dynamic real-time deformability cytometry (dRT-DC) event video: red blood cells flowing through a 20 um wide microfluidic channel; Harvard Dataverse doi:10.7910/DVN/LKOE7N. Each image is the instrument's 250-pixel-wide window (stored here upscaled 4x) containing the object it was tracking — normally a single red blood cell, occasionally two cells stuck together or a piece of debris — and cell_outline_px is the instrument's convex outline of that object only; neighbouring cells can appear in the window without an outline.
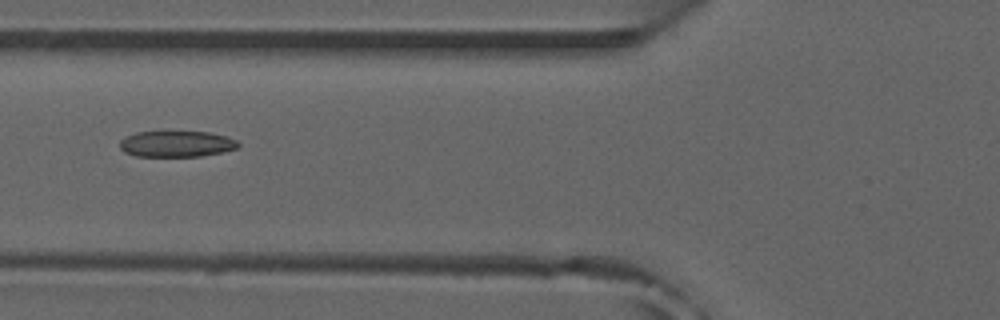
{"species": "common noctule bat (a hibernating species)", "species_latin": "Nyctalus noctula", "temperature_condition": "room temperature", "stored_images_in_passage": 6, "camera_frame_rate_fps": 3000, "um_per_image_px": 0.085, "animal": {"sex": "male", "forearm_length_mm": 52.5}, "frame": {"image": 1, "passage_image": 5, "time_ms": 1.333, "image_size_px": [1000, 320], "cell_outline_px": [[240, 144], [236, 148], [220, 152], [200, 156], [136, 156], [124, 152], [120, 148], [120, 140], [124, 136], [136, 132], [164, 128], [208, 132], [228, 136], [236, 140]], "centroid_in_image_um": [14.94, 12.16], "position_along_channel_um": 110.9, "area_um2": 18.96}}
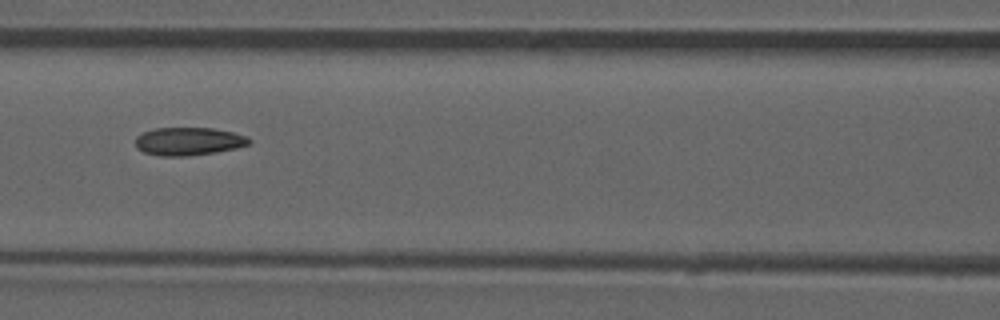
{"frame": {"image": 2, "passage_image": 6, "time_ms": 1.667, "image_size_px": [1000, 320], "cell_outline_px": [[252, 140], [248, 144], [236, 148], [216, 152], [188, 156], [160, 156], [144, 152], [136, 148], [136, 136], [144, 132], [156, 128], [212, 128], [232, 132], [248, 136]], "centroid_in_image_um": [16.03, 12.01], "position_along_channel_um": 150.6, "area_um2": 18.55}}